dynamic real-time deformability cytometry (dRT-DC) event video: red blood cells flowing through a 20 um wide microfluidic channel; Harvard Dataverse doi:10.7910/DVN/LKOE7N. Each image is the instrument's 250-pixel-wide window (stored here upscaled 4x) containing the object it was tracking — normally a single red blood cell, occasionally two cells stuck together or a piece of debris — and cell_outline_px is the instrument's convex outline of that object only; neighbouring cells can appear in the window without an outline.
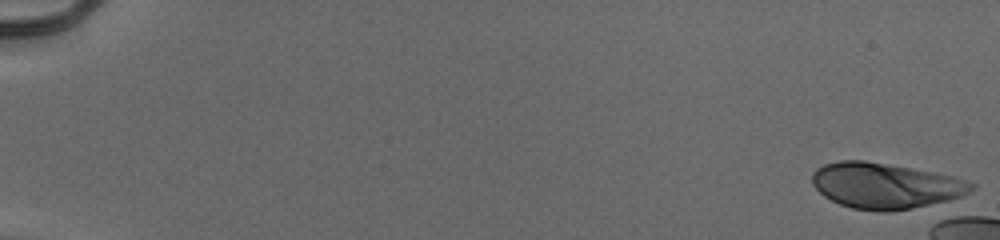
{"species": "human", "species_latin": "Homo sapiens", "temperature_condition": "cold", "stored_images_in_passage": 23, "camera_frame_rate_fps": 3000, "um_per_image_px": 0.085, "donor": {"sex": "male"}, "frame": {"image": 1, "passage_image": 1, "time_ms": 0.0, "image_size_px": [1000, 240], "cell_outline_px": [[976, 188], [960, 196], [940, 204], [888, 212], [876, 212], [852, 208], [840, 204], [824, 196], [812, 184], [812, 172], [816, 168], [824, 164], [840, 160], [864, 160], [932, 172], [952, 176], [976, 184]], "centroid_in_image_um": [75.25, 15.8], "position_along_channel_um": 9.7, "area_um2": 42.6}}
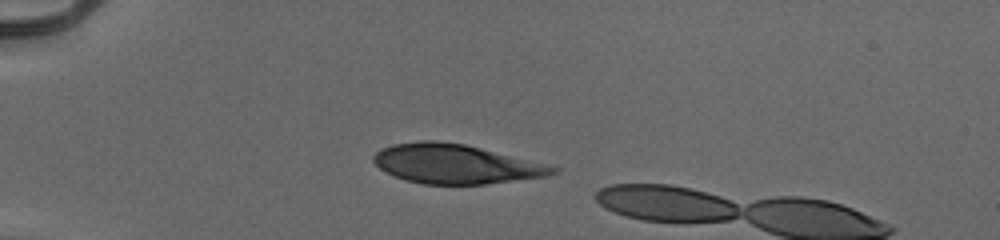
{"frame": {"image": 2, "passage_image": 16, "time_ms": 5.0, "image_size_px": [1000, 240], "cell_outline_px": [[560, 168], [556, 172], [548, 176], [484, 184], [420, 184], [404, 180], [392, 176], [380, 168], [372, 160], [372, 156], [380, 148], [392, 144], [420, 140], [436, 140], [464, 144]], "centroid_in_image_um": [38.63, 13.94], "position_along_channel_um": 46.4, "area_um2": 40.86}}
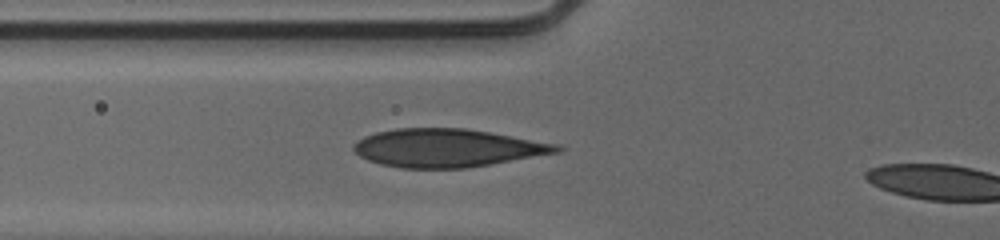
{"frame": {"image": 3, "passage_image": 22, "time_ms": 7.0, "image_size_px": [1000, 240], "cell_outline_px": [[564, 148], [560, 152], [468, 168], [400, 168], [380, 164], [368, 160], [360, 156], [352, 148], [352, 144], [356, 140], [364, 136], [376, 132], [396, 128], [468, 128], [560, 144]], "centroid_in_image_um": [38.02, 12.57], "position_along_channel_um": 87.8, "area_um2": 45.49}}